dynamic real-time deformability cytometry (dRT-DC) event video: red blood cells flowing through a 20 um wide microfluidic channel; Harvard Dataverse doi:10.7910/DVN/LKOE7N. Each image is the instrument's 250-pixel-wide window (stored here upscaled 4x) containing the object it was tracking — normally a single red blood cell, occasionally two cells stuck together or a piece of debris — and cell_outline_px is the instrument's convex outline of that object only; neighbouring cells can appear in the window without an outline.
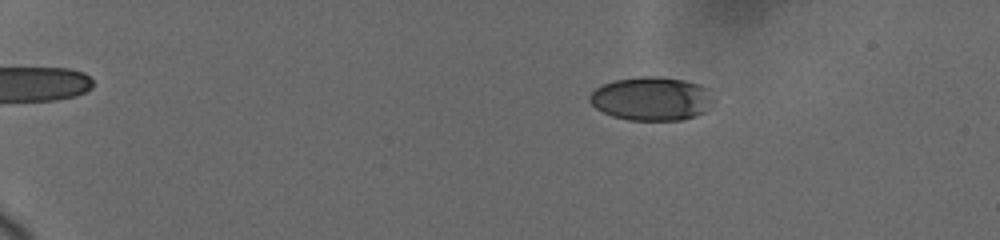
{"species": "human", "species_latin": "Homo sapiens", "temperature_condition": "cold", "stored_images_in_passage": 41, "camera_frame_rate_fps": 3000, "um_per_image_px": 0.085, "donor": {"sex": "female"}, "frame": {"image": 1, "passage_image": 9, "time_ms": 4.0, "image_size_px": [1000, 240], "cell_outline_px": [[716, 100], [704, 112], [680, 120], [628, 120], [612, 116], [596, 108], [588, 100], [588, 96], [600, 84], [616, 80], [640, 76], [660, 76], [684, 80], [700, 84], [708, 88]], "centroid_in_image_um": [55.39, 8.37], "position_along_channel_um": 29.6, "area_um2": 31.79}}
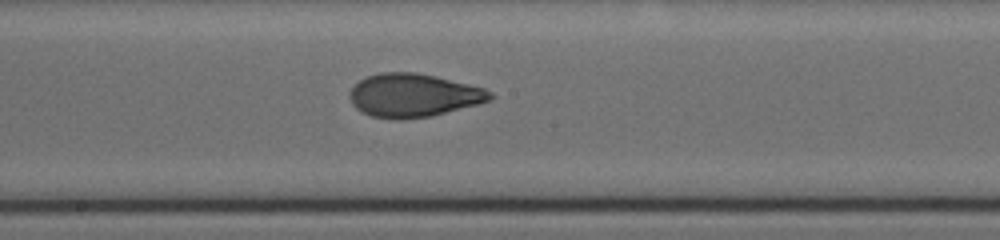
{"frame": {"image": 2, "passage_image": 25, "time_ms": 12.0, "image_size_px": [1000, 240], "cell_outline_px": [[496, 96], [488, 100], [476, 104], [432, 116], [400, 120], [372, 116], [356, 108], [352, 104], [348, 96], [348, 92], [360, 80], [368, 76], [380, 72], [416, 72], [436, 76], [484, 88], [492, 92]], "centroid_in_image_um": [35.12, 8.1], "position_along_channel_um": 213.1, "area_um2": 35.37}}
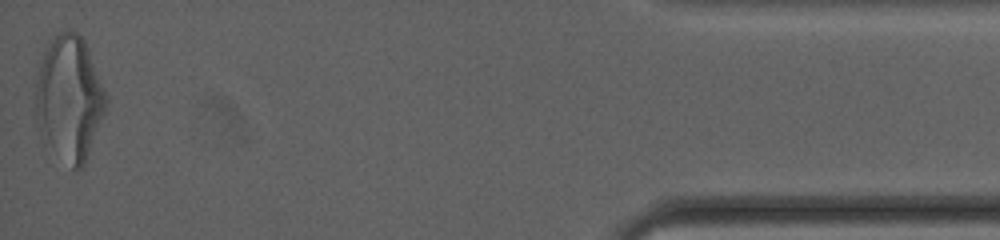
{"frame": {"image": 3, "passage_image": 41, "time_ms": 19.667, "image_size_px": [1000, 240], "cell_outline_px": [[108, 100], [104, 112], [84, 164], [80, 168], [72, 168], [48, 136], [36, 116], [36, 84], [44, 52], [52, 40], [60, 32], [68, 28], [76, 32], [84, 40], [88, 48]], "centroid_in_image_um": [5.94, 8.23], "position_along_channel_um": 429.3, "area_um2": 48.61}, "authors_computed_cell_mechanics": {"area_um2": 34.7378, "velocity_mm_per_s": 3.6944, "shape_relaxation_time_tau1_ms": 4.4044, "shape_relaxation_time_tau2_ms": 1.3451, "deformation_change_tau1": 0.1793, "deformation_change_tau2": 0.0706}}